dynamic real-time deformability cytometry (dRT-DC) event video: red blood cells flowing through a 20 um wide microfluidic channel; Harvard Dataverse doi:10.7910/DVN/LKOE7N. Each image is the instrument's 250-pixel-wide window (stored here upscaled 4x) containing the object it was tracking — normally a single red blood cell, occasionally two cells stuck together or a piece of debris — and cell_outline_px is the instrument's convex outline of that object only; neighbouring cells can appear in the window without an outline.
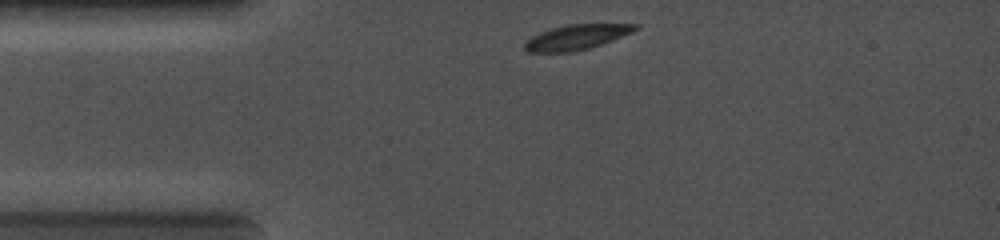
{"species": "common noctule bat (a hibernating species)", "species_latin": "Nyctalus noctula", "temperature_condition": "cold", "stored_images_in_passage": 31, "camera_frame_rate_fps": 5000, "um_per_image_px": 0.085, "animal": {"sex": "female", "body_mass_g": 19.0, "forearm_length_mm": 56.7}, "frame": {"image": 1, "passage_image": 1, "time_ms": 0.0, "image_size_px": [1000, 240], "cell_outline_px": [[640, 28], [632, 32], [612, 40], [588, 48], [572, 52], [528, 52], [524, 48], [524, 44], [532, 36], [540, 32], [552, 28], [568, 24], [640, 24]], "centroid_in_image_um": [49.01, 3.15], "position_along_channel_um": 36.0, "area_um2": 15.95}}
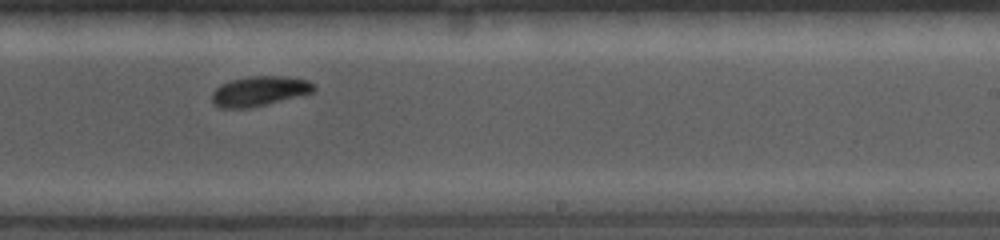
{"frame": {"image": 2, "passage_image": 19, "time_ms": 5.6, "image_size_px": [1000, 240], "cell_outline_px": [[316, 88], [312, 92], [248, 108], [220, 108], [212, 104], [212, 92], [220, 84], [232, 80], [248, 76], [288, 76], [308, 80], [316, 84]], "centroid_in_image_um": [22.02, 7.73], "position_along_channel_um": 267.0, "area_um2": 17.63}}
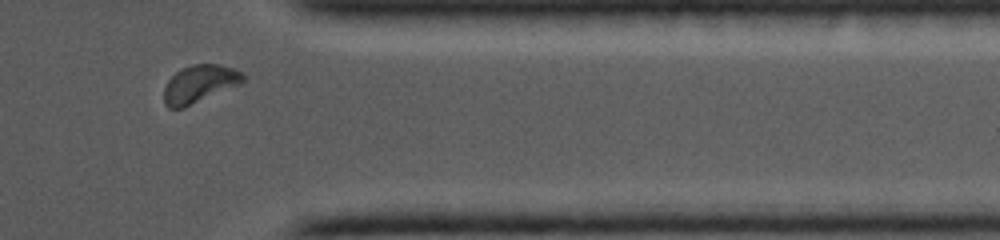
{"frame": {"image": 3, "passage_image": 28, "time_ms": 8.4, "image_size_px": [1000, 240], "cell_outline_px": [[244, 80], [240, 84], [184, 108], [168, 108], [164, 104], [164, 88], [168, 80], [180, 68], [192, 64], [216, 64], [232, 68], [240, 72], [244, 76]], "centroid_in_image_um": [16.92, 7.14], "position_along_channel_um": 394.5, "area_um2": 17.28}}